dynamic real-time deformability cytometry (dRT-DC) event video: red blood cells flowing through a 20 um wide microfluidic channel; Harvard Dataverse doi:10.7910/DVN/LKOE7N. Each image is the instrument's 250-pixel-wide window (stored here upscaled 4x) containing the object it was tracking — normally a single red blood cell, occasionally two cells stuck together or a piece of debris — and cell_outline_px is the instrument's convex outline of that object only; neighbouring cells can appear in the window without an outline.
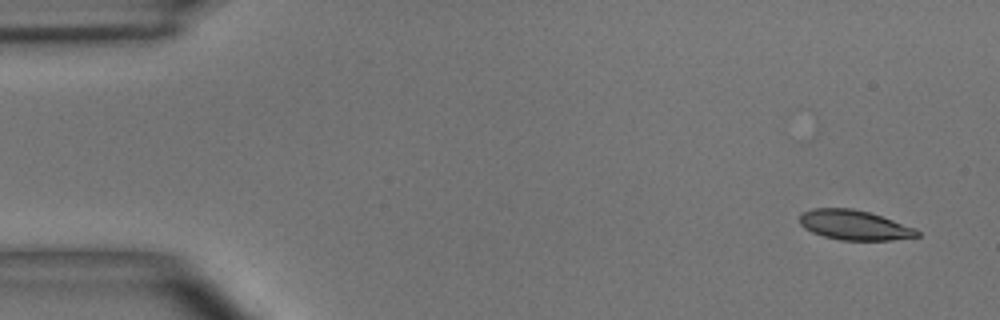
{"species": "common noctule bat (a hibernating species)", "species_latin": "Nyctalus noctula", "temperature_condition": "room temperature", "stored_images_in_passage": 5, "segment_of_instrument_passage": [2, 2], "camera_frame_rate_fps": 3000, "um_per_image_px": 0.085, "animal": {"sex": "male", "body_mass_g": 15.6}, "frame": {"image": 1, "passage_image": 5, "time_ms": 5.0, "image_size_px": [1000, 320], "cell_outline_px": [[920, 236], [892, 240], [840, 240], [824, 236], [812, 232], [804, 228], [800, 224], [800, 212], [812, 208], [852, 208], [868, 212], [916, 228], [920, 232]], "centroid_in_image_um": [72.6, 19.13], "position_along_channel_um": 12.4, "area_um2": 20.4}}